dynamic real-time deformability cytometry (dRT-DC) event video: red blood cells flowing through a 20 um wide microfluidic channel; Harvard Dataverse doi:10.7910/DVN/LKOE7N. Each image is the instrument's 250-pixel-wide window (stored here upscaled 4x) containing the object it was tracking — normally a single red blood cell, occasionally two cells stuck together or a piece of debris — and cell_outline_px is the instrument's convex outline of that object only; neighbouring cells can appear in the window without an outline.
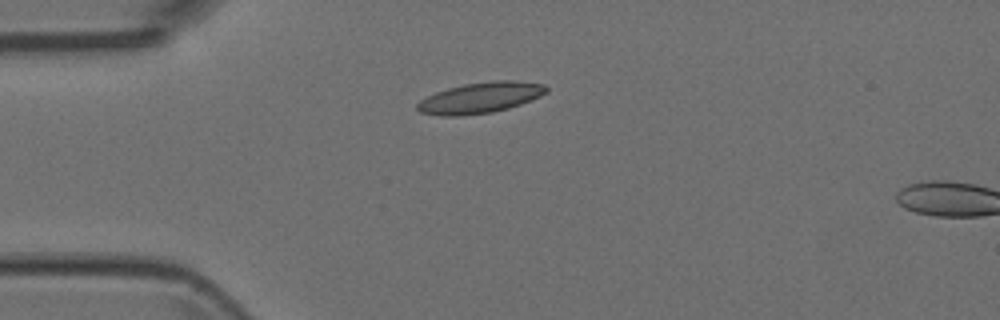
{"species": "Egyptian fruit bat (a non-hibernating species)", "species_latin": "Rousettus aegyptiacus", "temperature_condition": "room temperature", "stored_images_in_passage": 2, "camera_frame_rate_fps": 3000, "um_per_image_px": 0.085, "animal": {"sex": "female"}, "frame": {"image": 1, "passage_image": 1, "time_ms": 0.0, "image_size_px": [1000, 320], "cell_outline_px": [[548, 92], [540, 96], [520, 104], [508, 108], [492, 112], [456, 116], [444, 116], [420, 112], [416, 108], [416, 104], [420, 100], [436, 92], [448, 88], [464, 84], [496, 80], [516, 80], [544, 84], [548, 88]], "centroid_in_image_um": [40.84, 8.3], "position_along_channel_um": 44.2, "area_um2": 23.06}}